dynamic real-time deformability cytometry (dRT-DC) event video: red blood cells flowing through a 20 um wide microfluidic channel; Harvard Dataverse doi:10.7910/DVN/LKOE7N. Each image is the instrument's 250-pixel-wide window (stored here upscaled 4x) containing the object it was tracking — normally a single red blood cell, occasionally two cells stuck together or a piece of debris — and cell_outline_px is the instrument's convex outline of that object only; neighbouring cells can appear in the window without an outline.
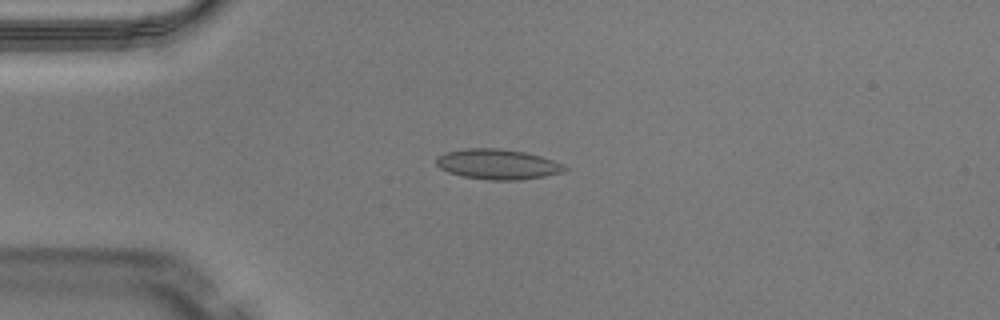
{"species": "Egyptian fruit bat (a non-hibernating species)", "species_latin": "Rousettus aegyptiacus", "temperature_condition": "warm", "stored_images_in_passage": 38, "camera_frame_rate_fps": 3000, "um_per_image_px": 0.085, "animal": {"sex": "male"}, "frame": {"image": 1, "passage_image": 1, "time_ms": 0.0, "image_size_px": [1000, 320], "cell_outline_px": [[568, 168], [564, 172], [544, 176], [520, 180], [492, 180], [464, 176], [448, 172], [440, 168], [436, 164], [436, 160], [440, 156], [448, 152], [464, 148], [496, 148], [524, 152], [540, 156], [552, 160]], "centroid_in_image_um": [42.3, 13.96], "position_along_channel_um": 42.7, "area_um2": 22.25}}
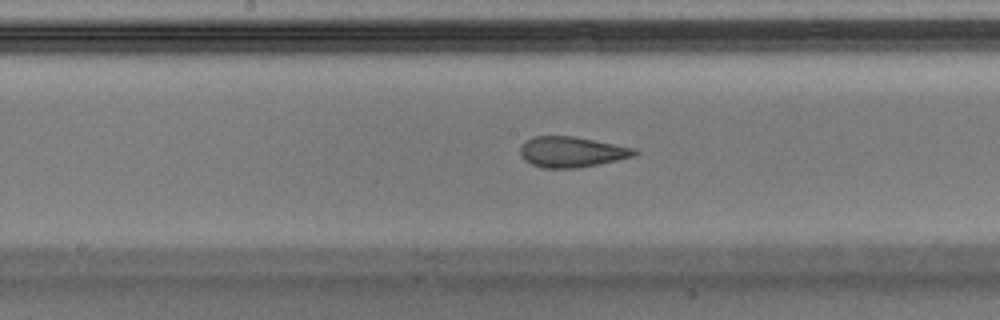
{"frame": {"image": 2, "passage_image": 14, "time_ms": 4.333, "image_size_px": [1000, 320], "cell_outline_px": [[640, 152], [636, 156], [600, 164], [580, 168], [544, 168], [532, 164], [524, 160], [520, 152], [520, 148], [532, 136], [572, 136], [636, 148]], "centroid_in_image_um": [48.65, 12.92], "position_along_channel_um": 199.6, "area_um2": 20.4}}
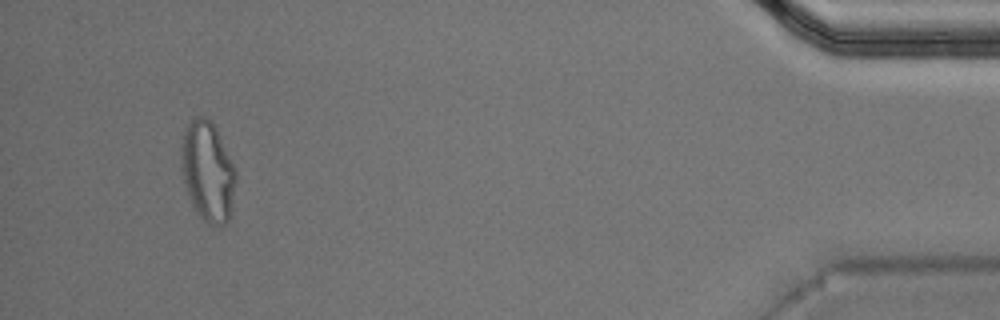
{"frame": {"image": 3, "passage_image": 35, "time_ms": 11.333, "image_size_px": [1000, 320], "cell_outline_px": [[236, 180], [232, 208], [228, 220], [224, 224], [216, 228], [208, 224], [200, 216], [192, 204], [184, 180], [180, 156], [180, 148], [184, 132], [188, 124], [196, 116], [204, 116], [216, 128], [236, 168]], "centroid_in_image_um": [17.67, 14.59], "position_along_channel_um": 417.5, "area_um2": 31.79}, "authors_computed_cell_mechanics": {"area_um2": 21.5016, "velocity_mm_per_s": 4.1129, "shape_relaxation_time_tau1_ms": null, "shape_relaxation_time_tau2_ms": 1.2067, "deformation_change_tau1": null, "deformation_change_tau2": 0.0605}}